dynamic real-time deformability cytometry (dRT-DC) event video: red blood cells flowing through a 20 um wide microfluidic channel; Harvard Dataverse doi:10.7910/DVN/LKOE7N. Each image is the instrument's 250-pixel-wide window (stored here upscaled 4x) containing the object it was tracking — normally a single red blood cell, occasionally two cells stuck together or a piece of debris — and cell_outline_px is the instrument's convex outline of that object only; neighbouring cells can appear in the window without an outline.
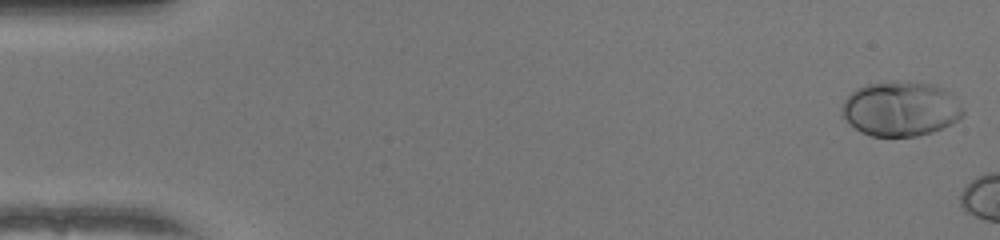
{"species": "human", "species_latin": "Homo sapiens", "temperature_condition": "warm", "stored_images_in_passage": 15, "camera_frame_rate_fps": 3000, "um_per_image_px": 0.085, "donor": {"sex": "female"}, "frame": {"image": 1, "passage_image": 1, "time_ms": 0.0, "image_size_px": [1000, 240], "cell_outline_px": [[964, 116], [952, 124], [932, 132], [916, 136], [872, 136], [860, 132], [844, 116], [840, 108], [844, 100], [856, 88], [868, 84], [892, 80], [908, 80], [932, 84], [944, 88], [956, 96], [964, 112]], "centroid_in_image_um": [76.59, 9.22], "position_along_channel_um": 8.4, "area_um2": 39.07}}